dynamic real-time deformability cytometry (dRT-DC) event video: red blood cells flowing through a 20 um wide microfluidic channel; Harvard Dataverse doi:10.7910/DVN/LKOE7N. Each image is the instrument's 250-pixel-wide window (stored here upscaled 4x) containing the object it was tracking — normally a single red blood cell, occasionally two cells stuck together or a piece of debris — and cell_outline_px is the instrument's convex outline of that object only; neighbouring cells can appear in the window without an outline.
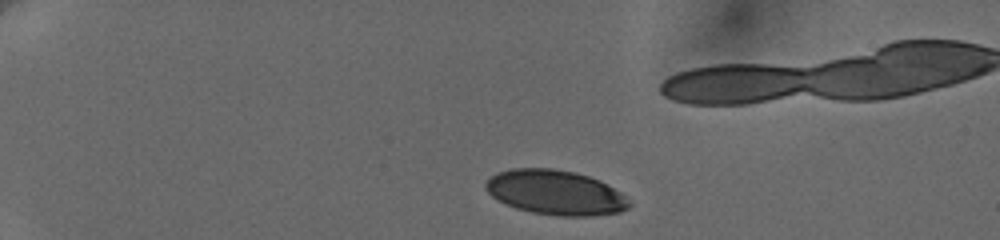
{"species": "human", "species_latin": "Homo sapiens", "temperature_condition": "cold", "stored_images_in_passage": 7, "camera_frame_rate_fps": 3000, "um_per_image_px": 0.085, "donor": {"sex": "female"}, "frame": {"image": 1, "passage_image": 1, "time_ms": 0.0, "image_size_px": [1000, 240], "cell_outline_px": [[632, 204], [628, 208], [620, 212], [592, 216], [560, 216], [532, 212], [516, 208], [504, 204], [496, 200], [484, 188], [484, 184], [496, 172], [512, 168], [552, 168], [576, 172], [600, 180], [608, 184], [620, 192]], "centroid_in_image_um": [47.2, 16.36], "position_along_channel_um": 37.8, "area_um2": 37.63}}
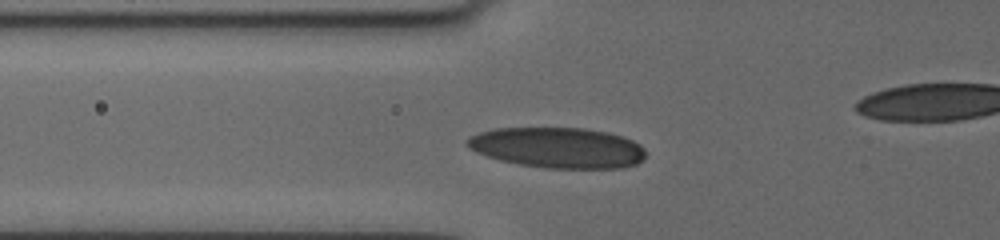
{"frame": {"image": 2, "passage_image": 5, "time_ms": 3.333, "image_size_px": [1000, 240], "cell_outline_px": [[644, 156], [636, 164], [624, 168], [544, 168], [520, 164], [500, 160], [476, 152], [468, 148], [464, 144], [464, 140], [468, 136], [492, 128], [584, 128], [608, 132], [632, 140], [640, 144], [644, 148]], "centroid_in_image_um": [47.36, 12.55], "position_along_channel_um": 78.4, "area_um2": 42.37}}
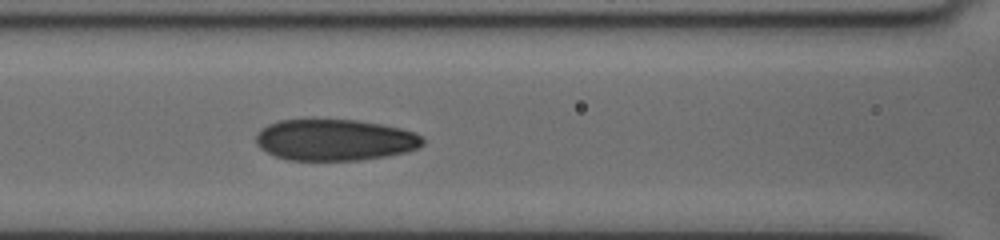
{"frame": {"image": 3, "passage_image": 7, "time_ms": 5.0, "image_size_px": [1000, 240], "cell_outline_px": [[424, 144], [408, 152], [360, 160], [288, 160], [276, 156], [260, 148], [256, 144], [256, 136], [260, 128], [268, 124], [280, 120], [356, 120], [380, 124], [400, 128], [416, 132], [424, 140]], "centroid_in_image_um": [28.46, 11.89], "position_along_channel_um": 138.1, "area_um2": 40.11}}